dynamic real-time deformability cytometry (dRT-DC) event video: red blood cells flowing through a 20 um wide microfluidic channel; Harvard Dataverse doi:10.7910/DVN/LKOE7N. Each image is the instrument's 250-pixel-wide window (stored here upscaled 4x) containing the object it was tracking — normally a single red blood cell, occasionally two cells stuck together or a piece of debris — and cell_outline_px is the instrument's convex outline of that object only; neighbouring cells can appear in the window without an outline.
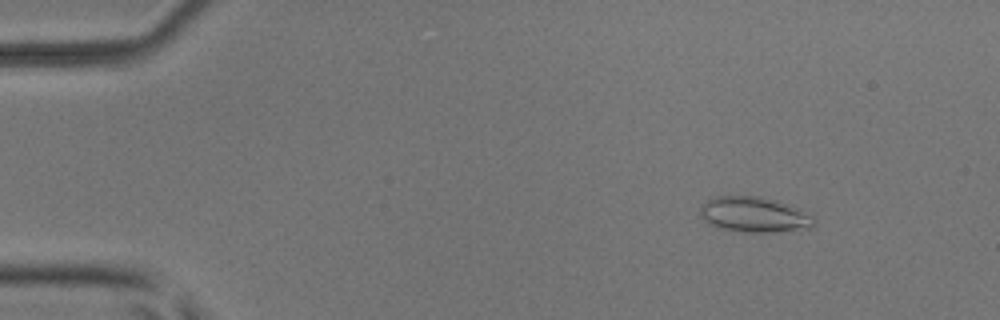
{"species": "common noctule bat (a hibernating species)", "species_latin": "Nyctalus noctula", "temperature_condition": "room temperature", "stored_images_in_passage": 52, "camera_frame_rate_fps": 3000, "um_per_image_px": 0.085, "animal": {"sex": "male", "body_mass_g": 17.9, "forearm_length_mm": 54.2}, "frame": {"image": 1, "passage_image": 7, "time_ms": 2.0, "image_size_px": [1000, 320], "cell_outline_px": [[816, 224], [812, 228], [768, 232], [744, 232], [720, 228], [708, 224], [700, 216], [700, 208], [708, 200], [716, 196], [760, 196], [776, 200], [788, 204], [816, 216]], "centroid_in_image_um": [64.15, 18.24], "position_along_channel_um": 20.9, "area_um2": 23.64}}
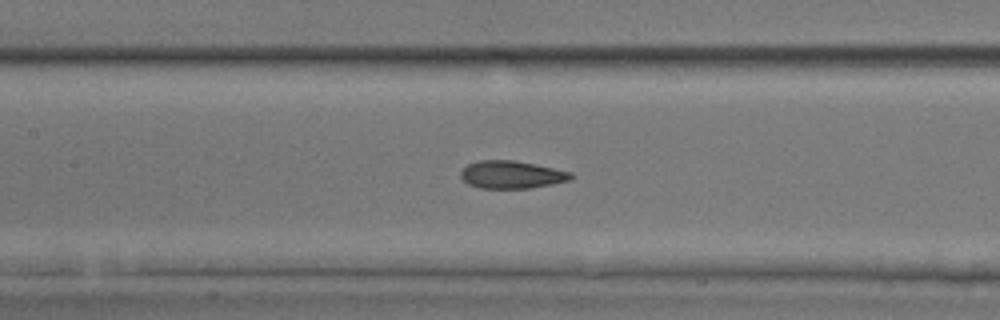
{"frame": {"image": 2, "passage_image": 25, "time_ms": 8.0, "image_size_px": [1000, 320], "cell_outline_px": [[576, 176], [568, 180], [552, 184], [528, 188], [480, 188], [468, 184], [460, 176], [460, 172], [468, 164], [480, 160], [512, 160], [536, 164], [572, 172]], "centroid_in_image_um": [43.5, 14.84], "position_along_channel_um": 163.9, "area_um2": 17.74}}
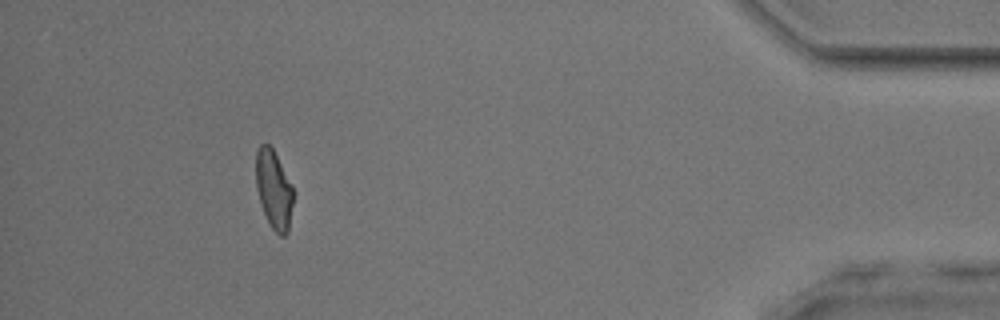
{"frame": {"image": 3, "passage_image": 48, "time_ms": 15.667, "image_size_px": [1000, 320], "cell_outline_px": [[292, 204], [288, 232], [284, 236], [280, 236], [272, 228], [260, 204], [256, 188], [256, 152], [260, 144], [268, 144], [272, 148], [292, 188]], "centroid_in_image_um": [23.24, 16.12], "position_along_channel_um": 412.0, "area_um2": 16.59}, "authors_computed_cell_mechanics": {"area_um2": 18.2648, "velocity_mm_per_s": 3.9905, "shape_relaxation_time_tau1_ms": null, "shape_relaxation_time_tau2_ms": 1.5865, "deformation_change_tau1": null, "deformation_change_tau2": 0.0737}}